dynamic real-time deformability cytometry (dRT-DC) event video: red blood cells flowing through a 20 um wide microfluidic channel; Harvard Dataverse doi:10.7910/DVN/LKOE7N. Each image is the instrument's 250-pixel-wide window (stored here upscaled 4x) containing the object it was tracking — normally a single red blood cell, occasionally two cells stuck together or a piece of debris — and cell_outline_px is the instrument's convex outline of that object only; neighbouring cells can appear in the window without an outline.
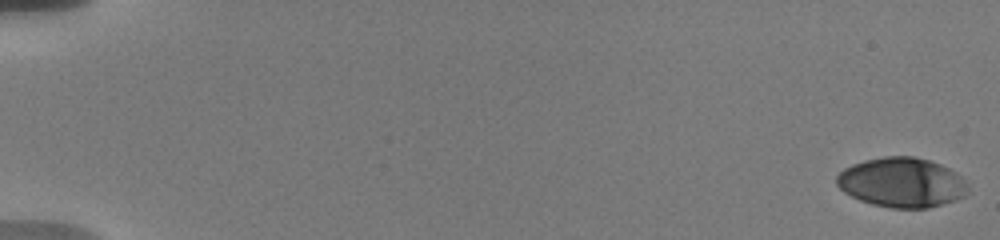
{"species": "human", "species_latin": "Homo sapiens", "temperature_condition": "warm", "stored_images_in_passage": 30, "camera_frame_rate_fps": 3000, "um_per_image_px": 0.085, "donor": {"sex": "male"}, "frame": {"image": 1, "passage_image": 1, "time_ms": 0.0, "image_size_px": [1000, 240], "cell_outline_px": [[968, 192], [964, 196], [956, 200], [928, 208], [892, 208], [872, 204], [860, 200], [844, 192], [836, 184], [836, 176], [844, 168], [852, 164], [864, 160], [884, 156], [912, 156], [928, 160], [940, 164], [956, 172], [968, 184]], "centroid_in_image_um": [76.65, 15.51], "position_along_channel_um": 8.3, "area_um2": 38.09}}
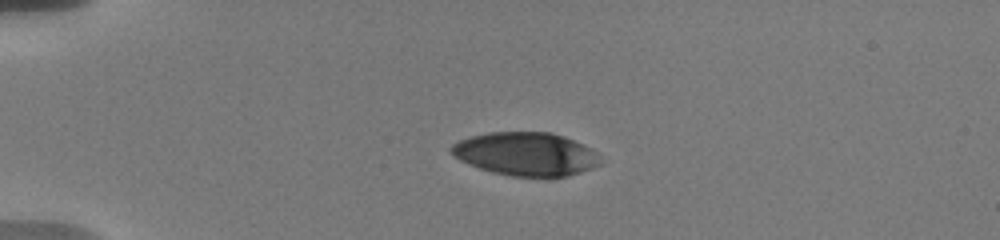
{"frame": {"image": 2, "passage_image": 23, "time_ms": 4.667, "image_size_px": [1000, 240], "cell_outline_px": [[604, 164], [568, 176], [548, 180], [512, 176], [492, 172], [468, 164], [460, 160], [448, 148], [452, 144], [468, 136], [488, 132], [552, 132], [564, 136], [584, 144], [592, 148], [604, 160]], "centroid_in_image_um": [44.77, 13.12], "position_along_channel_um": 40.2, "area_um2": 38.78}}